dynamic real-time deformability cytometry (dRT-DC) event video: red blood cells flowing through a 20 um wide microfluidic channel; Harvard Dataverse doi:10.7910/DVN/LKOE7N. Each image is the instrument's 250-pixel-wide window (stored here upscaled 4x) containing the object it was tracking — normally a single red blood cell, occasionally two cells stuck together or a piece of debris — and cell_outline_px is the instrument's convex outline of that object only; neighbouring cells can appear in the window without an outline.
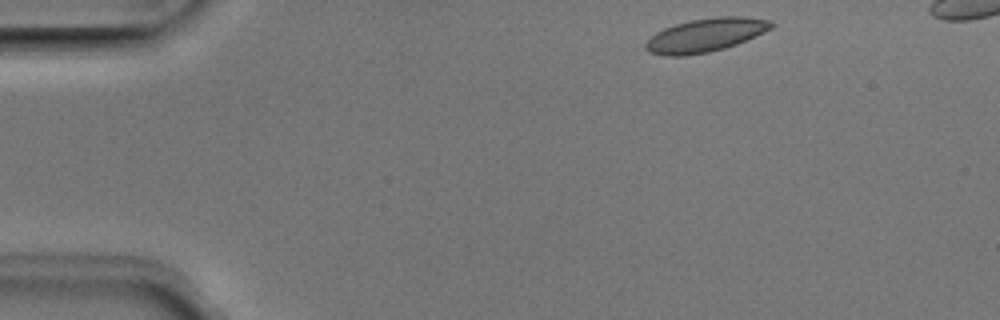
{"species": "Egyptian fruit bat (a non-hibernating species)", "species_latin": "Rousettus aegyptiacus", "temperature_condition": "room temperature", "stored_images_in_passage": 42, "camera_frame_rate_fps": 3000, "um_per_image_px": 0.085, "animal": {"sex": "male"}, "frame": {"image": 1, "passage_image": 1, "time_ms": 0.0, "image_size_px": [1000, 320], "cell_outline_px": [[776, 24], [772, 28], [764, 32], [736, 44], [724, 48], [708, 52], [684, 56], [664, 56], [648, 52], [644, 48], [644, 44], [656, 32], [664, 28], [676, 24], [692, 20], [716, 16], [744, 16], [772, 20]], "centroid_in_image_um": [59.98, 2.98], "position_along_channel_um": 25.0, "area_um2": 24.62}}
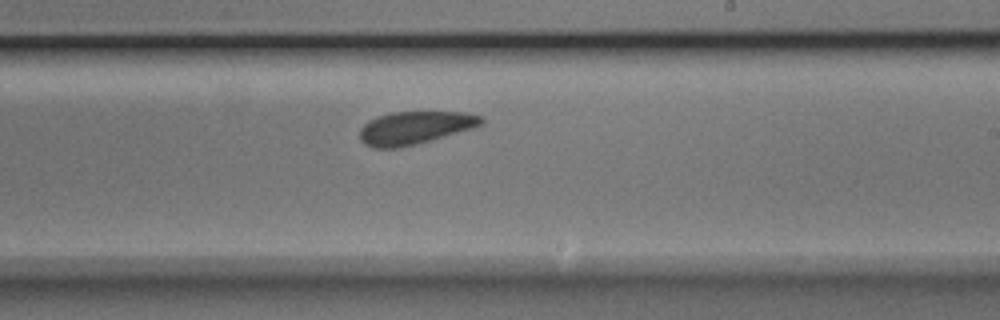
{"frame": {"image": 2, "passage_image": 24, "time_ms": 7.667, "image_size_px": [1000, 320], "cell_outline_px": [[484, 124], [472, 128], [428, 140], [396, 148], [372, 148], [364, 144], [360, 140], [360, 128], [368, 120], [376, 116], [392, 112], [464, 112], [484, 116]], "centroid_in_image_um": [35.23, 10.84], "position_along_channel_um": 253.8, "area_um2": 23.12}}
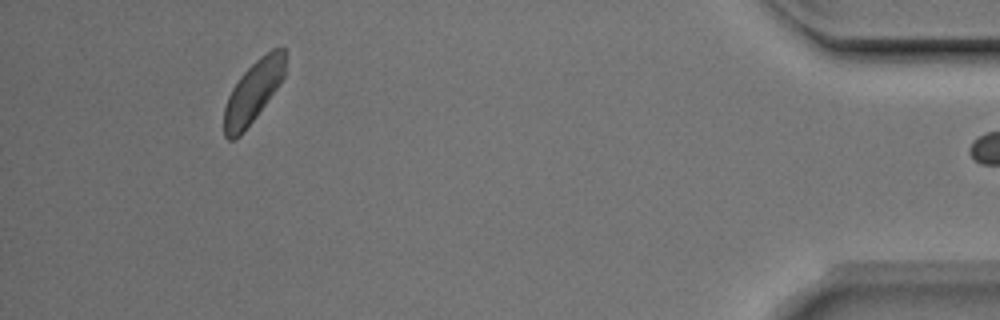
{"frame": {"image": 3, "passage_image": 41, "time_ms": 13.333, "image_size_px": [1000, 320], "cell_outline_px": [[284, 76], [280, 84], [256, 116], [240, 136], [232, 140], [228, 140], [224, 136], [224, 108], [228, 96], [232, 88], [240, 76], [260, 56], [272, 48], [284, 48]], "centroid_in_image_um": [21.49, 7.82], "position_along_channel_um": 413.7, "area_um2": 21.68}}